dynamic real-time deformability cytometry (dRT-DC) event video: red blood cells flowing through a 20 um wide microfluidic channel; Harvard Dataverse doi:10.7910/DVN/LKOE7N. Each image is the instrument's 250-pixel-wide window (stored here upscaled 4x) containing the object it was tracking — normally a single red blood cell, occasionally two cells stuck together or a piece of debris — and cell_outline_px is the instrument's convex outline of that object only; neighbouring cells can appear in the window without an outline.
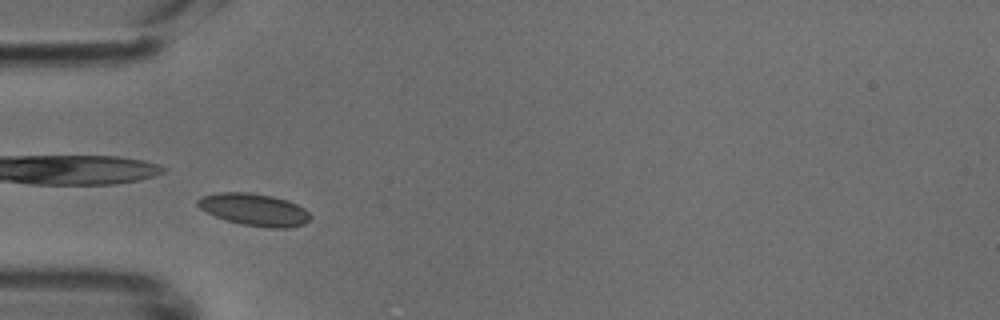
{"species": "common noctule bat (a hibernating species)", "species_latin": "Nyctalus noctula", "temperature_condition": "cold", "stored_images_in_passage": 40, "camera_frame_rate_fps": 3000, "um_per_image_px": 0.085, "animal": {"sex": "male", "body_mass_g": 18.8}, "frame": {"image": 1, "passage_image": 6, "time_ms": 1.667, "image_size_px": [1000, 320], "cell_outline_px": [[312, 216], [304, 224], [288, 228], [268, 228], [240, 224], [216, 216], [200, 208], [196, 204], [196, 200], [204, 196], [220, 192], [248, 192], [272, 196], [288, 200], [304, 208]], "centroid_in_image_um": [21.64, 17.82], "position_along_channel_um": 63.4, "area_um2": 21.04}}
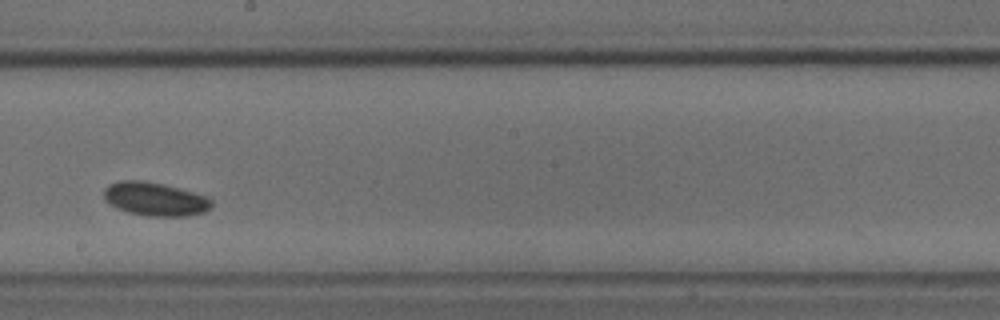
{"frame": {"image": 2, "passage_image": 19, "time_ms": 6.0, "image_size_px": [1000, 320], "cell_outline_px": [[212, 204], [204, 212], [188, 216], [148, 216], [128, 212], [116, 208], [104, 200], [104, 188], [108, 184], [120, 180], [140, 180], [180, 188], [204, 196], [212, 200]], "centroid_in_image_um": [13.13, 16.92], "position_along_channel_um": 235.1, "area_um2": 20.92}}
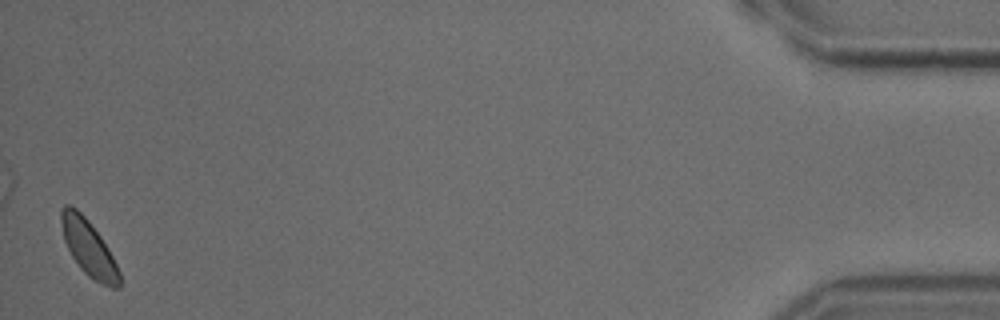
{"frame": {"image": 3, "passage_image": 40, "time_ms": 13.0, "image_size_px": [1000, 320], "cell_outline_px": [[120, 288], [112, 288], [92, 280], [80, 268], [72, 256], [64, 240], [60, 220], [60, 208], [64, 204], [72, 204], [88, 220], [100, 236], [108, 248], [120, 272]], "centroid_in_image_um": [7.52, 21.06], "position_along_channel_um": 427.7, "area_um2": 19.02}}